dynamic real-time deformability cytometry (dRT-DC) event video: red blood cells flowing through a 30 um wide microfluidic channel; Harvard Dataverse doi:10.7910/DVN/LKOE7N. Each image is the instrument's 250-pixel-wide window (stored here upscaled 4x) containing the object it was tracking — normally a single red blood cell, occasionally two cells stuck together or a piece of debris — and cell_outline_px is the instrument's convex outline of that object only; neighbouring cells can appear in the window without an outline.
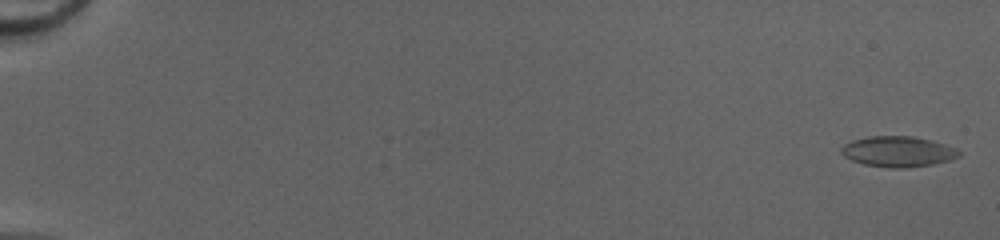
{"species": "common noctule bat (a hibernating species)", "species_latin": "Nyctalus noctula", "temperature_condition": "cold", "stored_images_in_passage": 52, "camera_frame_rate_fps": 3000, "um_per_image_px": 0.085, "animal": {"sex": "female", "body_mass_g": 20.0, "forearm_length_mm": 54.0}, "frame": {"image": 1, "passage_image": 2, "time_ms": 0.333, "image_size_px": [1000, 240], "cell_outline_px": [[960, 156], [948, 160], [932, 164], [904, 168], [888, 168], [864, 164], [852, 160], [844, 156], [840, 152], [840, 148], [844, 144], [852, 140], [868, 136], [912, 136], [932, 140], [956, 148], [960, 152]], "centroid_in_image_um": [76.3, 12.88], "position_along_channel_um": 8.7, "area_um2": 20.98}}
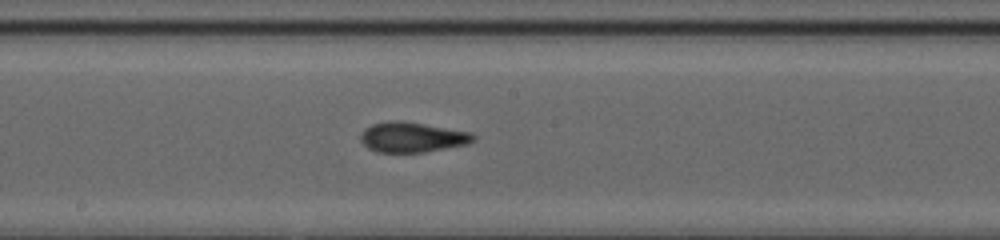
{"frame": {"image": 2, "passage_image": 31, "time_ms": 10.0, "image_size_px": [1000, 240], "cell_outline_px": [[476, 140], [468, 144], [424, 152], [376, 152], [368, 148], [360, 140], [360, 132], [364, 128], [372, 124], [392, 120], [404, 120], [472, 132], [476, 136]], "centroid_in_image_um": [35.04, 11.65], "position_along_channel_um": 213.2, "area_um2": 20.11}}
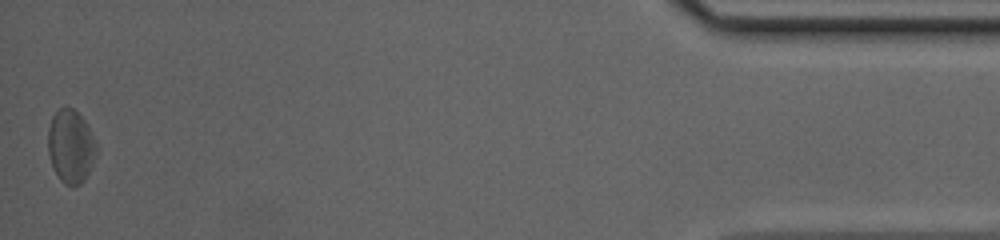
{"frame": {"image": 3, "passage_image": 52, "time_ms": 17.0, "image_size_px": [1000, 240], "cell_outline_px": [[96, 152], [88, 172], [84, 180], [80, 184], [72, 188], [64, 184], [60, 180], [52, 164], [48, 152], [48, 128], [52, 116], [60, 108], [72, 108], [88, 124], [96, 144]], "centroid_in_image_um": [6.0, 12.46], "position_along_channel_um": 429.2, "area_um2": 20.46}, "authors_computed_cell_mechanics": {"area_um2": 19.8254, "velocity_mm_per_s": 4.1854, "shape_relaxation_time_tau1_ms": null, "shape_relaxation_time_tau2_ms": 1.7343, "deformation_change_tau1": null, "deformation_change_tau2": 0.0854}}